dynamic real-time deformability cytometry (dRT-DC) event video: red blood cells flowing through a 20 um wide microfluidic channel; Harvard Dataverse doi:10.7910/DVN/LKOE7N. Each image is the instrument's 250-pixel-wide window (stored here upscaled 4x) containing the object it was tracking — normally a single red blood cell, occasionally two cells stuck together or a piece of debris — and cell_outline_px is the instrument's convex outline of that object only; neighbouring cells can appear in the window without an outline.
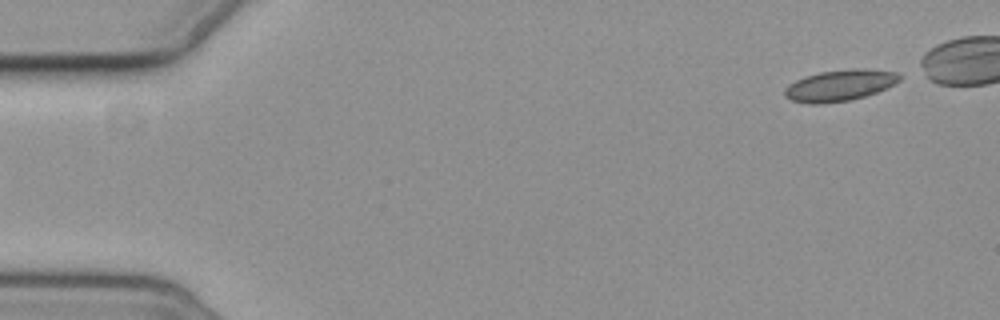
{"species": "common noctule bat (a hibernating species)", "species_latin": "Nyctalus noctula", "temperature_condition": "cold", "stored_images_in_passage": 3, "camera_frame_rate_fps": 3000, "um_per_image_px": 0.085, "animal": {"sex": "female", "body_mass_g": 19.3, "forearm_length_mm": 54.1}, "frame": {"image": 1, "passage_image": 3, "time_ms": 2.333, "image_size_px": [1000, 320], "cell_outline_px": [[900, 80], [888, 88], [852, 100], [820, 104], [808, 104], [792, 100], [784, 96], [784, 88], [788, 84], [804, 76], [820, 72], [852, 68], [864, 68], [896, 72], [900, 76]], "centroid_in_image_um": [71.36, 7.26], "position_along_channel_um": 13.6, "area_um2": 21.1}}